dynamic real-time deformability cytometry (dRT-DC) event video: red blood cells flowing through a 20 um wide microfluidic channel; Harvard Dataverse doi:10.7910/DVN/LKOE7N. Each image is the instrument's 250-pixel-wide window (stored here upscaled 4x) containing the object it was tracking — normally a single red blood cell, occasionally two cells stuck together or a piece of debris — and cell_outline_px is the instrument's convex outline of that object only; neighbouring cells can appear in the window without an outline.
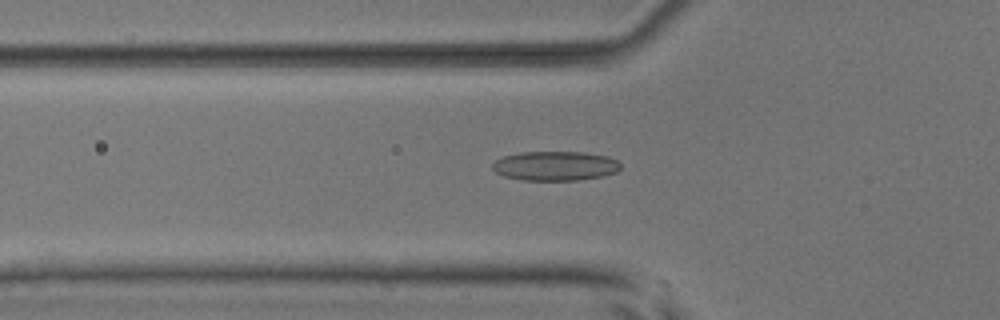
{"species": "common noctule bat (a hibernating species)", "species_latin": "Nyctalus noctula", "temperature_condition": "room temperature", "stored_images_in_passage": 53, "camera_frame_rate_fps": 3000, "um_per_image_px": 0.085, "animal": {"sex": "male", "body_mass_g": 17.9, "forearm_length_mm": 54.2}, "frame": {"image": 1, "passage_image": 19, "time_ms": 6.0, "image_size_px": [1000, 320], "cell_outline_px": [[620, 168], [616, 172], [604, 176], [576, 180], [524, 180], [504, 176], [496, 172], [492, 168], [492, 164], [496, 160], [504, 156], [520, 152], [584, 152], [608, 156], [616, 160], [620, 164]], "centroid_in_image_um": [47.2, 14.1], "position_along_channel_um": 78.6, "area_um2": 21.91}}
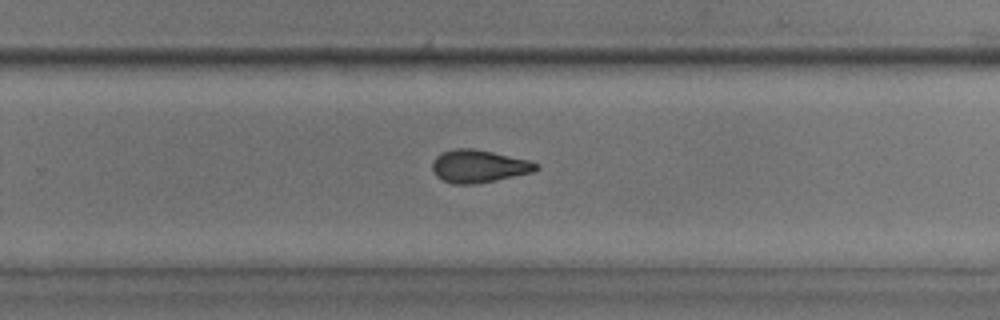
{"frame": {"image": 2, "passage_image": 35, "time_ms": 11.333, "image_size_px": [1000, 320], "cell_outline_px": [[540, 168], [532, 172], [472, 184], [452, 184], [436, 176], [432, 168], [432, 160], [440, 152], [456, 148], [472, 148], [492, 152], [528, 160], [540, 164]], "centroid_in_image_um": [40.65, 14.11], "position_along_channel_um": 289.1, "area_um2": 19.59}}
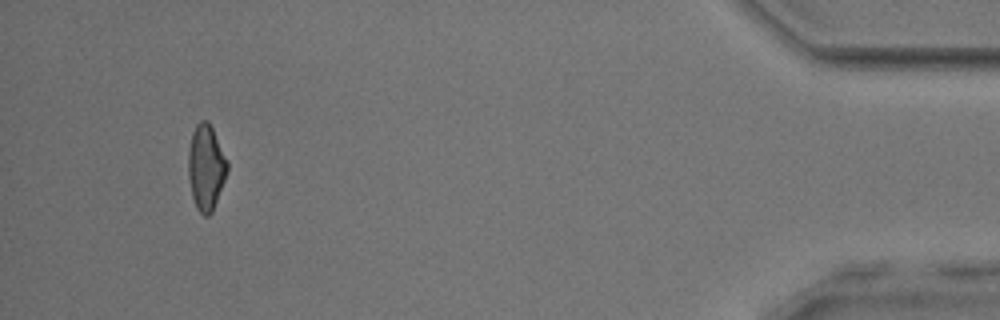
{"frame": {"image": 3, "passage_image": 50, "time_ms": 16.333, "image_size_px": [1000, 320], "cell_outline_px": [[228, 172], [212, 212], [208, 216], [204, 216], [196, 208], [192, 196], [188, 176], [188, 152], [192, 132], [196, 124], [200, 120], [208, 120], [228, 160]], "centroid_in_image_um": [17.51, 14.22], "position_along_channel_um": 417.7, "area_um2": 19.59}, "authors_computed_cell_mechanics": {"area_um2": 19.941, "velocity_mm_per_s": 3.9461, "shape_relaxation_time_tau1_ms": 11.266, "shape_relaxation_time_tau2_ms": 2.6504, "deformation_change_tau1": 0.2464, "deformation_change_tau2": 0.1023}}